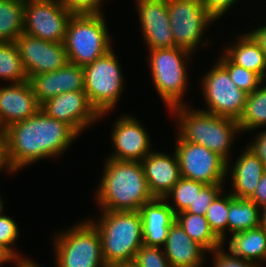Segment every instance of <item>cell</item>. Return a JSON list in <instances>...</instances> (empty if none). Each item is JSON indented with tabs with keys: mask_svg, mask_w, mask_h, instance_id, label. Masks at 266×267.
<instances>
[{
	"mask_svg": "<svg viewBox=\"0 0 266 267\" xmlns=\"http://www.w3.org/2000/svg\"><path fill=\"white\" fill-rule=\"evenodd\" d=\"M5 133L7 160L14 173L43 158L61 155L79 136L70 125L47 116L41 109L8 126Z\"/></svg>",
	"mask_w": 266,
	"mask_h": 267,
	"instance_id": "1",
	"label": "cell"
},
{
	"mask_svg": "<svg viewBox=\"0 0 266 267\" xmlns=\"http://www.w3.org/2000/svg\"><path fill=\"white\" fill-rule=\"evenodd\" d=\"M96 203L103 211H140L154 199L140 161H104V173L97 189Z\"/></svg>",
	"mask_w": 266,
	"mask_h": 267,
	"instance_id": "2",
	"label": "cell"
},
{
	"mask_svg": "<svg viewBox=\"0 0 266 267\" xmlns=\"http://www.w3.org/2000/svg\"><path fill=\"white\" fill-rule=\"evenodd\" d=\"M169 111L177 115V134L183 141L203 145L230 163L231 144L236 135L241 133L236 120L189 108L186 104L175 106Z\"/></svg>",
	"mask_w": 266,
	"mask_h": 267,
	"instance_id": "3",
	"label": "cell"
},
{
	"mask_svg": "<svg viewBox=\"0 0 266 267\" xmlns=\"http://www.w3.org/2000/svg\"><path fill=\"white\" fill-rule=\"evenodd\" d=\"M96 220L89 219L100 234L107 267L133 262L143 245L140 211H101Z\"/></svg>",
	"mask_w": 266,
	"mask_h": 267,
	"instance_id": "4",
	"label": "cell"
},
{
	"mask_svg": "<svg viewBox=\"0 0 266 267\" xmlns=\"http://www.w3.org/2000/svg\"><path fill=\"white\" fill-rule=\"evenodd\" d=\"M105 14H73L64 40L69 63L85 66L112 49Z\"/></svg>",
	"mask_w": 266,
	"mask_h": 267,
	"instance_id": "5",
	"label": "cell"
},
{
	"mask_svg": "<svg viewBox=\"0 0 266 267\" xmlns=\"http://www.w3.org/2000/svg\"><path fill=\"white\" fill-rule=\"evenodd\" d=\"M54 235L55 267H107L100 234L88 219Z\"/></svg>",
	"mask_w": 266,
	"mask_h": 267,
	"instance_id": "6",
	"label": "cell"
},
{
	"mask_svg": "<svg viewBox=\"0 0 266 267\" xmlns=\"http://www.w3.org/2000/svg\"><path fill=\"white\" fill-rule=\"evenodd\" d=\"M149 52L148 64L160 98L166 103L168 109L183 105L182 98L188 86L185 63L188 64L186 60L192 56V53L176 46L149 50Z\"/></svg>",
	"mask_w": 266,
	"mask_h": 267,
	"instance_id": "7",
	"label": "cell"
},
{
	"mask_svg": "<svg viewBox=\"0 0 266 267\" xmlns=\"http://www.w3.org/2000/svg\"><path fill=\"white\" fill-rule=\"evenodd\" d=\"M84 91L100 119L118 105L124 89L123 72L114 50L83 66Z\"/></svg>",
	"mask_w": 266,
	"mask_h": 267,
	"instance_id": "8",
	"label": "cell"
},
{
	"mask_svg": "<svg viewBox=\"0 0 266 267\" xmlns=\"http://www.w3.org/2000/svg\"><path fill=\"white\" fill-rule=\"evenodd\" d=\"M168 17L176 47L193 54L202 43L204 32L215 19L205 10L201 0H167Z\"/></svg>",
	"mask_w": 266,
	"mask_h": 267,
	"instance_id": "9",
	"label": "cell"
},
{
	"mask_svg": "<svg viewBox=\"0 0 266 267\" xmlns=\"http://www.w3.org/2000/svg\"><path fill=\"white\" fill-rule=\"evenodd\" d=\"M201 81L202 98L207 104V109L202 110L238 121L248 94L235 85L228 71L216 61Z\"/></svg>",
	"mask_w": 266,
	"mask_h": 267,
	"instance_id": "10",
	"label": "cell"
},
{
	"mask_svg": "<svg viewBox=\"0 0 266 267\" xmlns=\"http://www.w3.org/2000/svg\"><path fill=\"white\" fill-rule=\"evenodd\" d=\"M176 138L175 152L182 178L205 185L225 184L227 162L222 157L203 145L183 141L178 135Z\"/></svg>",
	"mask_w": 266,
	"mask_h": 267,
	"instance_id": "11",
	"label": "cell"
},
{
	"mask_svg": "<svg viewBox=\"0 0 266 267\" xmlns=\"http://www.w3.org/2000/svg\"><path fill=\"white\" fill-rule=\"evenodd\" d=\"M72 15L58 0H25L23 33L63 43Z\"/></svg>",
	"mask_w": 266,
	"mask_h": 267,
	"instance_id": "12",
	"label": "cell"
},
{
	"mask_svg": "<svg viewBox=\"0 0 266 267\" xmlns=\"http://www.w3.org/2000/svg\"><path fill=\"white\" fill-rule=\"evenodd\" d=\"M15 43L28 79L56 71L69 62L64 43L45 41L27 33H22Z\"/></svg>",
	"mask_w": 266,
	"mask_h": 267,
	"instance_id": "13",
	"label": "cell"
},
{
	"mask_svg": "<svg viewBox=\"0 0 266 267\" xmlns=\"http://www.w3.org/2000/svg\"><path fill=\"white\" fill-rule=\"evenodd\" d=\"M40 109L47 116L70 125L78 134L100 119L84 90L61 93L42 103Z\"/></svg>",
	"mask_w": 266,
	"mask_h": 267,
	"instance_id": "14",
	"label": "cell"
},
{
	"mask_svg": "<svg viewBox=\"0 0 266 267\" xmlns=\"http://www.w3.org/2000/svg\"><path fill=\"white\" fill-rule=\"evenodd\" d=\"M111 134L115 152L108 158L141 162L153 151L148 132L136 117L121 115L114 123Z\"/></svg>",
	"mask_w": 266,
	"mask_h": 267,
	"instance_id": "15",
	"label": "cell"
},
{
	"mask_svg": "<svg viewBox=\"0 0 266 267\" xmlns=\"http://www.w3.org/2000/svg\"><path fill=\"white\" fill-rule=\"evenodd\" d=\"M147 49L175 47L169 23L167 0H135Z\"/></svg>",
	"mask_w": 266,
	"mask_h": 267,
	"instance_id": "16",
	"label": "cell"
},
{
	"mask_svg": "<svg viewBox=\"0 0 266 267\" xmlns=\"http://www.w3.org/2000/svg\"><path fill=\"white\" fill-rule=\"evenodd\" d=\"M40 108L29 80L0 88V125L3 129L30 118Z\"/></svg>",
	"mask_w": 266,
	"mask_h": 267,
	"instance_id": "17",
	"label": "cell"
},
{
	"mask_svg": "<svg viewBox=\"0 0 266 267\" xmlns=\"http://www.w3.org/2000/svg\"><path fill=\"white\" fill-rule=\"evenodd\" d=\"M29 82L41 105L61 93L84 90V70L82 66L68 62L56 71L32 76Z\"/></svg>",
	"mask_w": 266,
	"mask_h": 267,
	"instance_id": "18",
	"label": "cell"
},
{
	"mask_svg": "<svg viewBox=\"0 0 266 267\" xmlns=\"http://www.w3.org/2000/svg\"><path fill=\"white\" fill-rule=\"evenodd\" d=\"M141 164L154 198H164L181 178L175 150L172 156L153 150L141 161Z\"/></svg>",
	"mask_w": 266,
	"mask_h": 267,
	"instance_id": "19",
	"label": "cell"
},
{
	"mask_svg": "<svg viewBox=\"0 0 266 267\" xmlns=\"http://www.w3.org/2000/svg\"><path fill=\"white\" fill-rule=\"evenodd\" d=\"M143 230V245L164 246L170 226L176 221V215L164 198H154L140 208Z\"/></svg>",
	"mask_w": 266,
	"mask_h": 267,
	"instance_id": "20",
	"label": "cell"
},
{
	"mask_svg": "<svg viewBox=\"0 0 266 267\" xmlns=\"http://www.w3.org/2000/svg\"><path fill=\"white\" fill-rule=\"evenodd\" d=\"M164 254L173 267H202L205 254L204 247L193 241L175 221L169 228Z\"/></svg>",
	"mask_w": 266,
	"mask_h": 267,
	"instance_id": "21",
	"label": "cell"
},
{
	"mask_svg": "<svg viewBox=\"0 0 266 267\" xmlns=\"http://www.w3.org/2000/svg\"><path fill=\"white\" fill-rule=\"evenodd\" d=\"M229 169L232 170L230 178L233 187L230 193L234 197L247 199L253 195L258 182L266 171L262 161L248 146L235 161L233 167L227 163V175L228 171L230 172Z\"/></svg>",
	"mask_w": 266,
	"mask_h": 267,
	"instance_id": "22",
	"label": "cell"
},
{
	"mask_svg": "<svg viewBox=\"0 0 266 267\" xmlns=\"http://www.w3.org/2000/svg\"><path fill=\"white\" fill-rule=\"evenodd\" d=\"M236 39L232 47L227 46L224 49V54L236 65L258 74L263 80L266 79V56L259 44L248 32L238 35Z\"/></svg>",
	"mask_w": 266,
	"mask_h": 267,
	"instance_id": "23",
	"label": "cell"
},
{
	"mask_svg": "<svg viewBox=\"0 0 266 267\" xmlns=\"http://www.w3.org/2000/svg\"><path fill=\"white\" fill-rule=\"evenodd\" d=\"M230 237L228 248L231 255L262 267L258 261H266V231L258 227L234 233Z\"/></svg>",
	"mask_w": 266,
	"mask_h": 267,
	"instance_id": "24",
	"label": "cell"
},
{
	"mask_svg": "<svg viewBox=\"0 0 266 267\" xmlns=\"http://www.w3.org/2000/svg\"><path fill=\"white\" fill-rule=\"evenodd\" d=\"M176 221L193 241L208 252L223 247V242L211 230L206 216L183 211L176 214Z\"/></svg>",
	"mask_w": 266,
	"mask_h": 267,
	"instance_id": "25",
	"label": "cell"
},
{
	"mask_svg": "<svg viewBox=\"0 0 266 267\" xmlns=\"http://www.w3.org/2000/svg\"><path fill=\"white\" fill-rule=\"evenodd\" d=\"M260 207L247 198L229 193L228 230L231 234L259 227Z\"/></svg>",
	"mask_w": 266,
	"mask_h": 267,
	"instance_id": "26",
	"label": "cell"
},
{
	"mask_svg": "<svg viewBox=\"0 0 266 267\" xmlns=\"http://www.w3.org/2000/svg\"><path fill=\"white\" fill-rule=\"evenodd\" d=\"M24 1L0 0V42H15L23 33Z\"/></svg>",
	"mask_w": 266,
	"mask_h": 267,
	"instance_id": "27",
	"label": "cell"
},
{
	"mask_svg": "<svg viewBox=\"0 0 266 267\" xmlns=\"http://www.w3.org/2000/svg\"><path fill=\"white\" fill-rule=\"evenodd\" d=\"M237 122L242 133L266 126V85L261 84L248 94L244 110Z\"/></svg>",
	"mask_w": 266,
	"mask_h": 267,
	"instance_id": "28",
	"label": "cell"
},
{
	"mask_svg": "<svg viewBox=\"0 0 266 267\" xmlns=\"http://www.w3.org/2000/svg\"><path fill=\"white\" fill-rule=\"evenodd\" d=\"M0 78L10 83L29 80L15 42H0Z\"/></svg>",
	"mask_w": 266,
	"mask_h": 267,
	"instance_id": "29",
	"label": "cell"
},
{
	"mask_svg": "<svg viewBox=\"0 0 266 267\" xmlns=\"http://www.w3.org/2000/svg\"><path fill=\"white\" fill-rule=\"evenodd\" d=\"M204 186L205 184L203 183L181 177L164 199L167 200L176 215L186 211L191 204H194L197 193ZM170 198L173 200L174 205L173 203L170 204V200L168 201Z\"/></svg>",
	"mask_w": 266,
	"mask_h": 267,
	"instance_id": "30",
	"label": "cell"
},
{
	"mask_svg": "<svg viewBox=\"0 0 266 267\" xmlns=\"http://www.w3.org/2000/svg\"><path fill=\"white\" fill-rule=\"evenodd\" d=\"M222 191L209 206L206 219L214 234L225 245V234L228 230L229 192ZM226 232V233H225Z\"/></svg>",
	"mask_w": 266,
	"mask_h": 267,
	"instance_id": "31",
	"label": "cell"
},
{
	"mask_svg": "<svg viewBox=\"0 0 266 267\" xmlns=\"http://www.w3.org/2000/svg\"><path fill=\"white\" fill-rule=\"evenodd\" d=\"M217 61L228 71L235 85L247 94L254 92L265 81L258 74L233 63L224 53Z\"/></svg>",
	"mask_w": 266,
	"mask_h": 267,
	"instance_id": "32",
	"label": "cell"
},
{
	"mask_svg": "<svg viewBox=\"0 0 266 267\" xmlns=\"http://www.w3.org/2000/svg\"><path fill=\"white\" fill-rule=\"evenodd\" d=\"M134 262L139 267H173L162 247L142 245L136 253Z\"/></svg>",
	"mask_w": 266,
	"mask_h": 267,
	"instance_id": "33",
	"label": "cell"
},
{
	"mask_svg": "<svg viewBox=\"0 0 266 267\" xmlns=\"http://www.w3.org/2000/svg\"><path fill=\"white\" fill-rule=\"evenodd\" d=\"M222 184L205 185L196 195L194 204H191L186 212L192 214L206 215L213 200L223 191Z\"/></svg>",
	"mask_w": 266,
	"mask_h": 267,
	"instance_id": "34",
	"label": "cell"
},
{
	"mask_svg": "<svg viewBox=\"0 0 266 267\" xmlns=\"http://www.w3.org/2000/svg\"><path fill=\"white\" fill-rule=\"evenodd\" d=\"M19 232L16 222L2 212L0 214V243L10 248L21 260H26V258L20 257L22 255L14 248V244L20 235Z\"/></svg>",
	"mask_w": 266,
	"mask_h": 267,
	"instance_id": "35",
	"label": "cell"
},
{
	"mask_svg": "<svg viewBox=\"0 0 266 267\" xmlns=\"http://www.w3.org/2000/svg\"><path fill=\"white\" fill-rule=\"evenodd\" d=\"M73 14H98L104 0H58Z\"/></svg>",
	"mask_w": 266,
	"mask_h": 267,
	"instance_id": "36",
	"label": "cell"
},
{
	"mask_svg": "<svg viewBox=\"0 0 266 267\" xmlns=\"http://www.w3.org/2000/svg\"><path fill=\"white\" fill-rule=\"evenodd\" d=\"M223 247L215 249L213 253V267H258L253 262L231 255Z\"/></svg>",
	"mask_w": 266,
	"mask_h": 267,
	"instance_id": "37",
	"label": "cell"
},
{
	"mask_svg": "<svg viewBox=\"0 0 266 267\" xmlns=\"http://www.w3.org/2000/svg\"><path fill=\"white\" fill-rule=\"evenodd\" d=\"M238 0H201L205 10L216 20L222 17Z\"/></svg>",
	"mask_w": 266,
	"mask_h": 267,
	"instance_id": "38",
	"label": "cell"
},
{
	"mask_svg": "<svg viewBox=\"0 0 266 267\" xmlns=\"http://www.w3.org/2000/svg\"><path fill=\"white\" fill-rule=\"evenodd\" d=\"M254 141L248 146L262 161L266 168V130L256 133Z\"/></svg>",
	"mask_w": 266,
	"mask_h": 267,
	"instance_id": "39",
	"label": "cell"
},
{
	"mask_svg": "<svg viewBox=\"0 0 266 267\" xmlns=\"http://www.w3.org/2000/svg\"><path fill=\"white\" fill-rule=\"evenodd\" d=\"M249 199L260 208L266 205V171L263 173L253 195Z\"/></svg>",
	"mask_w": 266,
	"mask_h": 267,
	"instance_id": "40",
	"label": "cell"
},
{
	"mask_svg": "<svg viewBox=\"0 0 266 267\" xmlns=\"http://www.w3.org/2000/svg\"><path fill=\"white\" fill-rule=\"evenodd\" d=\"M21 259L7 246L0 243V265L14 262L16 266H20Z\"/></svg>",
	"mask_w": 266,
	"mask_h": 267,
	"instance_id": "41",
	"label": "cell"
},
{
	"mask_svg": "<svg viewBox=\"0 0 266 267\" xmlns=\"http://www.w3.org/2000/svg\"><path fill=\"white\" fill-rule=\"evenodd\" d=\"M8 170L7 172L14 173L7 160L6 155V134H0V170L2 169Z\"/></svg>",
	"mask_w": 266,
	"mask_h": 267,
	"instance_id": "42",
	"label": "cell"
},
{
	"mask_svg": "<svg viewBox=\"0 0 266 267\" xmlns=\"http://www.w3.org/2000/svg\"><path fill=\"white\" fill-rule=\"evenodd\" d=\"M259 227L266 231V205L260 208Z\"/></svg>",
	"mask_w": 266,
	"mask_h": 267,
	"instance_id": "43",
	"label": "cell"
},
{
	"mask_svg": "<svg viewBox=\"0 0 266 267\" xmlns=\"http://www.w3.org/2000/svg\"><path fill=\"white\" fill-rule=\"evenodd\" d=\"M17 267H40V266L38 264H35L33 260H29L27 258L26 260H22L20 266Z\"/></svg>",
	"mask_w": 266,
	"mask_h": 267,
	"instance_id": "44",
	"label": "cell"
},
{
	"mask_svg": "<svg viewBox=\"0 0 266 267\" xmlns=\"http://www.w3.org/2000/svg\"><path fill=\"white\" fill-rule=\"evenodd\" d=\"M112 267H139V266L133 261V262L116 264Z\"/></svg>",
	"mask_w": 266,
	"mask_h": 267,
	"instance_id": "45",
	"label": "cell"
},
{
	"mask_svg": "<svg viewBox=\"0 0 266 267\" xmlns=\"http://www.w3.org/2000/svg\"><path fill=\"white\" fill-rule=\"evenodd\" d=\"M4 203H3V200L1 199V196H0V214L4 211Z\"/></svg>",
	"mask_w": 266,
	"mask_h": 267,
	"instance_id": "46",
	"label": "cell"
},
{
	"mask_svg": "<svg viewBox=\"0 0 266 267\" xmlns=\"http://www.w3.org/2000/svg\"><path fill=\"white\" fill-rule=\"evenodd\" d=\"M0 134H6V133H5V129H3V128L1 127V125H0Z\"/></svg>",
	"mask_w": 266,
	"mask_h": 267,
	"instance_id": "47",
	"label": "cell"
}]
</instances>
